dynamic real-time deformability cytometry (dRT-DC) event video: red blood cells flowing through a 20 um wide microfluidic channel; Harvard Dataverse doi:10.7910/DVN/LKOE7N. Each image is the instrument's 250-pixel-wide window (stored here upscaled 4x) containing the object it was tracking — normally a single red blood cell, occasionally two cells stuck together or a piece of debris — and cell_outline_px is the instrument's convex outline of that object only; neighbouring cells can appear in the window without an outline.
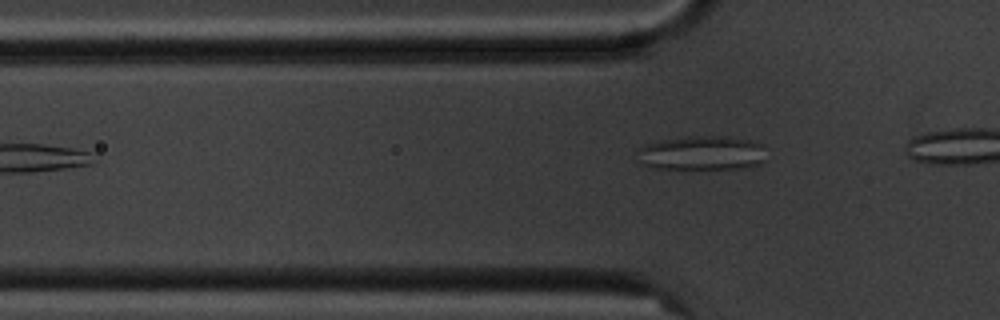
{"species": "common noctule bat (a hibernating species)", "species_latin": "Nyctalus noctula", "temperature_condition": "cold", "stored_images_in_passage": 2, "camera_frame_rate_fps": 3000, "um_per_image_px": 0.085, "animal": {"sex": "male", "body_mass_g": 20.1, "forearm_length_mm": 53.5}, "frame": {"image": 1, "passage_image": 2, "time_ms": 1.333, "image_size_px": [1000, 320], "cell_outline_px": [[764, 160], [756, 164], [740, 168], [652, 168], [640, 164], [636, 160], [636, 148], [644, 144], [684, 136], [720, 136], [752, 140], [764, 144]], "centroid_in_image_um": [59.57, 12.99], "position_along_channel_um": 66.2, "area_um2": 25.95}}